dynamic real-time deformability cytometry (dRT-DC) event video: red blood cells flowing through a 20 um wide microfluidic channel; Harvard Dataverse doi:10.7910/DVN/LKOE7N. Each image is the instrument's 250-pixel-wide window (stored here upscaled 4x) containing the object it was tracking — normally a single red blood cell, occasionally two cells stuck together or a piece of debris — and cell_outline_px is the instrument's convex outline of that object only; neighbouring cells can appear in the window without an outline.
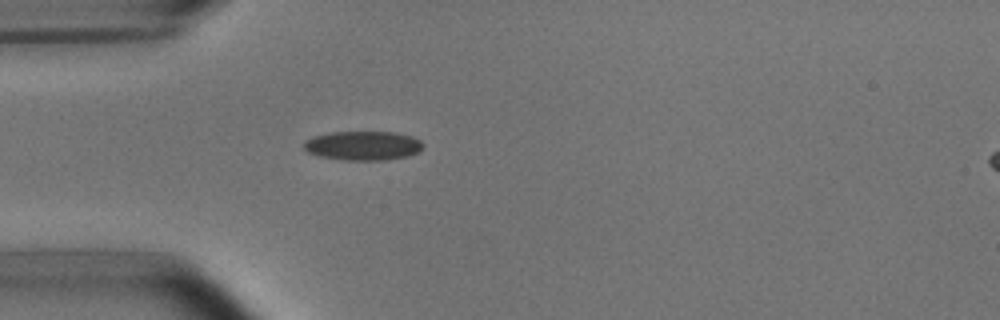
{"species": "common noctule bat (a hibernating species)", "species_latin": "Nyctalus noctula", "temperature_condition": "room temperature", "stored_images_in_passage": 46, "camera_frame_rate_fps": 3000, "um_per_image_px": 0.085, "animal": {"sex": "male", "body_mass_g": 15.6}, "frame": {"image": 1, "passage_image": 9, "time_ms": 2.667, "image_size_px": [1000, 320], "cell_outline_px": [[424, 144], [416, 152], [408, 156], [384, 160], [344, 160], [320, 156], [308, 152], [304, 148], [304, 140], [316, 136], [332, 132], [396, 132], [412, 136], [420, 140]], "centroid_in_image_um": [30.86, 12.37], "position_along_channel_um": 54.1, "area_um2": 20.11}}
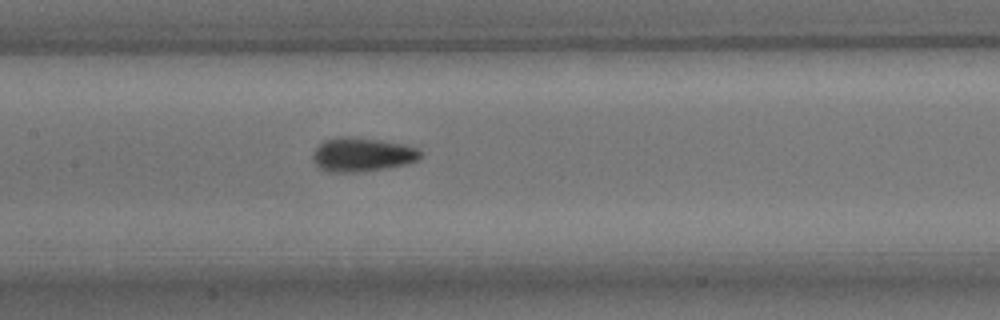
{"frame": {"image": 2, "passage_image": 19, "time_ms": 6.0, "image_size_px": [1000, 320], "cell_outline_px": [[420, 160], [408, 164], [360, 172], [324, 172], [312, 160], [312, 152], [324, 140], [340, 136], [348, 136], [380, 140], [404, 144], [416, 148], [420, 152]], "centroid_in_image_um": [30.75, 13.14], "position_along_channel_um": 176.6, "area_um2": 21.44}}
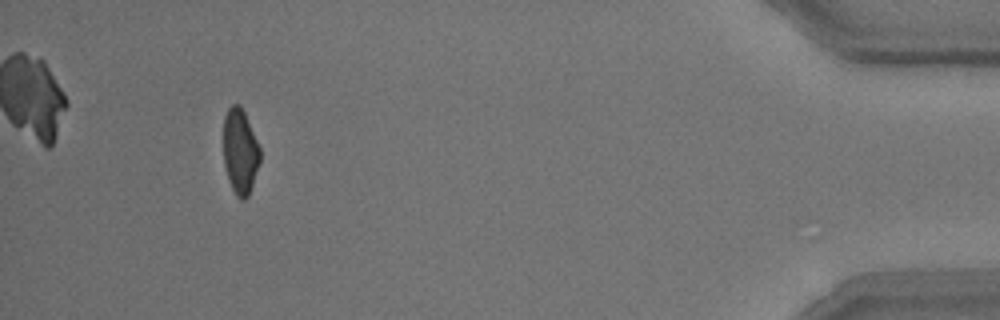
{"frame": {"image": 3, "passage_image": 43, "time_ms": 14.0, "image_size_px": [1000, 320], "cell_outline_px": [[260, 160], [248, 196], [244, 200], [240, 200], [236, 196], [228, 180], [224, 164], [224, 116], [228, 108], [232, 104], [240, 104], [244, 112], [260, 148]], "centroid_in_image_um": [20.4, 12.87], "position_along_channel_um": 414.8, "area_um2": 18.03}, "authors_computed_cell_mechanics": {"area_um2": 19.5653, "velocity_mm_per_s": 3.8108, "shape_relaxation_time_tau1_ms": 3.5786, "shape_relaxation_time_tau2_ms": 1.5266, "deformation_change_tau1": 0.1229, "deformation_change_tau2": 0.0747}}